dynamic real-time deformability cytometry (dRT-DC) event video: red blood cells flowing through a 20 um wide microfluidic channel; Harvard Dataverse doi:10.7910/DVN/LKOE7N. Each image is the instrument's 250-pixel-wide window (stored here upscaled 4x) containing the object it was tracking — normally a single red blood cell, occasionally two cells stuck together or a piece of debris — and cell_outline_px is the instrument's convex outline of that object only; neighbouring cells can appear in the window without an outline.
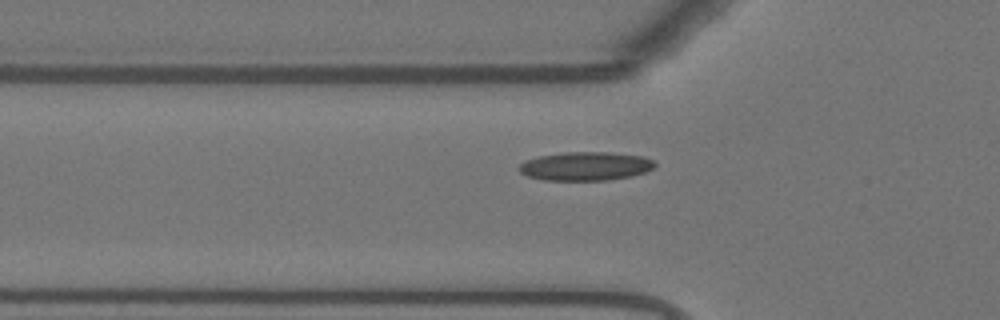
{"species": "Egyptian fruit bat (a non-hibernating species)", "species_latin": "Rousettus aegyptiacus", "temperature_condition": "warm", "stored_images_in_passage": 35, "camera_frame_rate_fps": 3000, "um_per_image_px": 0.085, "animal": {"sex": "female"}, "frame": {"image": 1, "passage_image": 2, "time_ms": 0.333, "image_size_px": [1000, 320], "cell_outline_px": [[656, 164], [652, 168], [644, 172], [632, 176], [608, 180], [544, 180], [528, 176], [520, 172], [520, 164], [524, 160], [540, 156], [564, 152], [608, 152], [644, 156], [652, 160]], "centroid_in_image_um": [49.77, 14.12], "position_along_channel_um": 76.0, "area_um2": 22.6}}
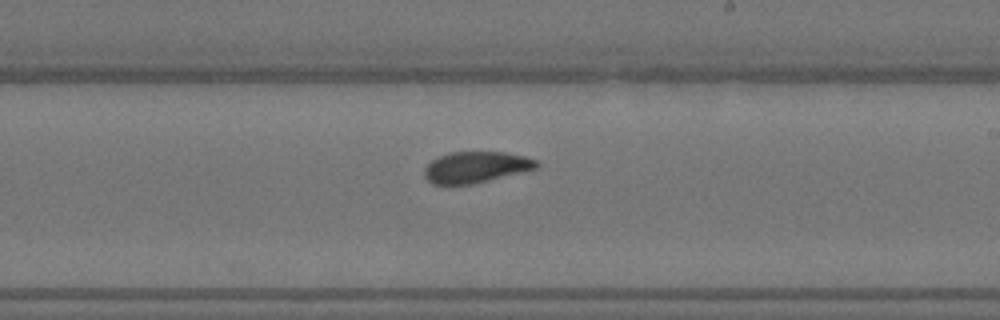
{"frame": {"image": 2, "passage_image": 16, "time_ms": 5.0, "image_size_px": [1000, 320], "cell_outline_px": [[540, 168], [472, 184], [432, 184], [424, 176], [424, 168], [432, 160], [440, 156], [452, 152], [508, 152], [524, 156], [536, 160], [540, 164]], "centroid_in_image_um": [40.49, 14.21], "position_along_channel_um": 248.5, "area_um2": 20.4}}
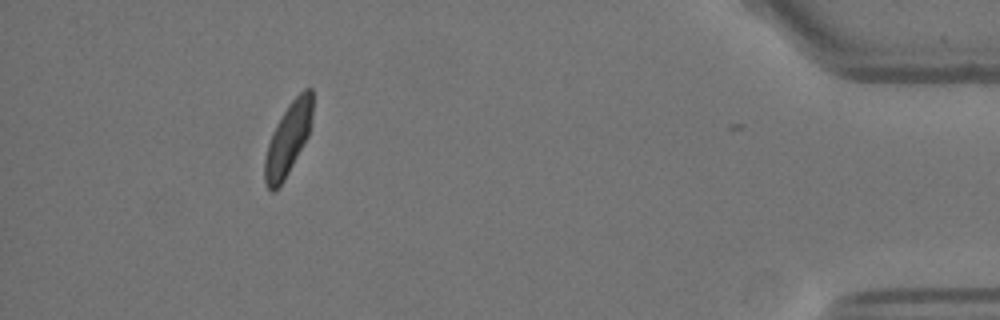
{"frame": {"image": 3, "passage_image": 34, "time_ms": 11.0, "image_size_px": [1000, 320], "cell_outline_px": [[312, 116], [308, 136], [284, 180], [272, 192], [264, 184], [264, 160], [268, 144], [272, 132], [276, 124], [288, 104], [304, 88], [312, 88]], "centroid_in_image_um": [24.47, 11.8], "position_along_channel_um": 410.7, "area_um2": 19.88}, "authors_computed_cell_mechanics": {"area_um2": 20.808, "velocity_mm_per_s": 3.6761, "shape_relaxation_time_tau1_ms": 3.7271, "shape_relaxation_time_tau2_ms": 1.5608, "deformation_change_tau1": 0.1143, "deformation_change_tau2": 0.0825}}